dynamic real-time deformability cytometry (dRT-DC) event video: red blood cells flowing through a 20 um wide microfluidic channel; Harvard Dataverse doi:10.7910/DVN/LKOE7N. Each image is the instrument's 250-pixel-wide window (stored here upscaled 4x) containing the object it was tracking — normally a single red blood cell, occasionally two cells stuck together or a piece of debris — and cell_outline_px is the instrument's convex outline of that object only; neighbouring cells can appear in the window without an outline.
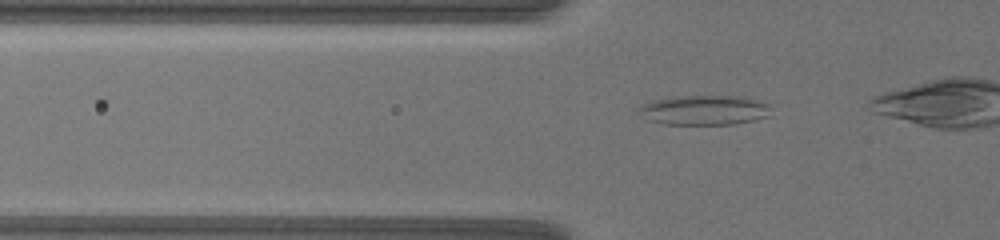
{"species": "common noctule bat (a hibernating species)", "species_latin": "Nyctalus noctula", "temperature_condition": "warm", "stored_images_in_passage": 36, "camera_frame_rate_fps": 3000, "um_per_image_px": 0.085, "animal": {"sex": "female", "body_mass_g": 19.5, "forearm_length_mm": 54.1}, "frame": {"image": 1, "passage_image": 3, "time_ms": 0.667, "image_size_px": [1000, 240], "cell_outline_px": [[768, 116], [752, 120], [732, 124], [664, 124], [648, 120], [640, 108], [644, 104], [656, 100], [672, 96], [740, 96], [768, 104]], "centroid_in_image_um": [59.87, 9.36], "position_along_channel_um": 65.9, "area_um2": 22.25}}
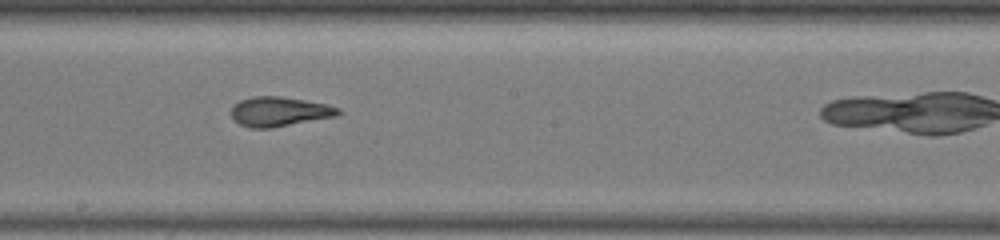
{"frame": {"image": 2, "passage_image": 18, "time_ms": 5.667, "image_size_px": [1000, 240], "cell_outline_px": [[344, 112], [336, 116], [272, 128], [248, 128], [240, 124], [232, 116], [232, 104], [240, 100], [252, 96], [280, 96], [328, 104], [340, 108]], "centroid_in_image_um": [23.76, 9.48], "position_along_channel_um": 224.4, "area_um2": 18.55}}
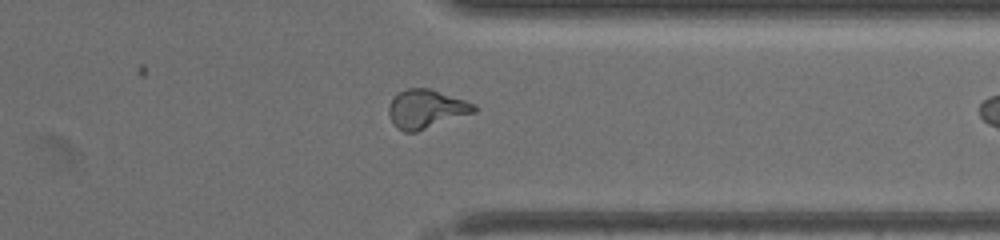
{"frame": {"image": 3, "passage_image": 32, "time_ms": 10.333, "image_size_px": [1000, 240], "cell_outline_px": [[476, 112], [416, 132], [404, 132], [396, 128], [392, 124], [388, 112], [388, 108], [392, 100], [400, 92], [408, 88], [428, 88], [476, 104]], "centroid_in_image_um": [36.21, 9.28], "position_along_channel_um": 375.2, "area_um2": 19.13}}